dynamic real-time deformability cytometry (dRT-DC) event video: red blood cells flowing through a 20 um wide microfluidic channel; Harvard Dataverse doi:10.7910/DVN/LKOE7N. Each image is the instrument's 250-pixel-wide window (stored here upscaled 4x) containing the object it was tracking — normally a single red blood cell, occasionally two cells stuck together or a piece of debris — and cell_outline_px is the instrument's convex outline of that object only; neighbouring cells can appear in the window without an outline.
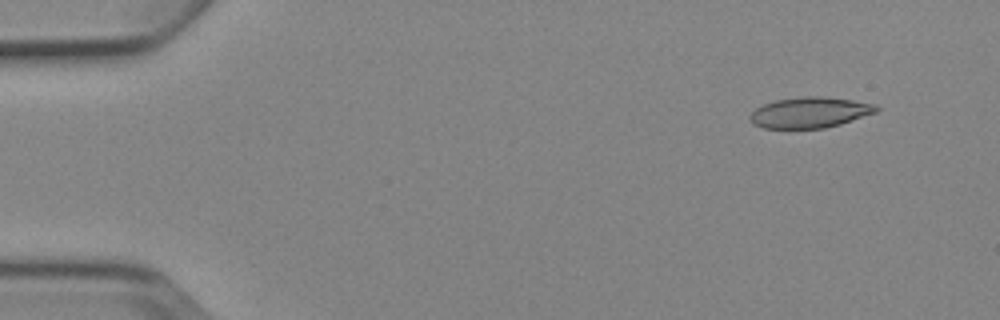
{"species": "Egyptian fruit bat (a non-hibernating species)", "species_latin": "Rousettus aegyptiacus", "temperature_condition": "cold", "stored_images_in_passage": 4, "camera_frame_rate_fps": 3000, "um_per_image_px": 0.085, "animal": {"sex": "female"}, "frame": {"image": 1, "passage_image": 2, "time_ms": 1.0, "image_size_px": [1000, 320], "cell_outline_px": [[880, 108], [876, 112], [840, 124], [824, 128], [764, 128], [752, 124], [748, 116], [756, 108], [764, 104], [776, 100], [804, 96], [820, 96], [852, 100], [872, 104]], "centroid_in_image_um": [68.79, 9.56], "position_along_channel_um": 16.2, "area_um2": 22.43}}